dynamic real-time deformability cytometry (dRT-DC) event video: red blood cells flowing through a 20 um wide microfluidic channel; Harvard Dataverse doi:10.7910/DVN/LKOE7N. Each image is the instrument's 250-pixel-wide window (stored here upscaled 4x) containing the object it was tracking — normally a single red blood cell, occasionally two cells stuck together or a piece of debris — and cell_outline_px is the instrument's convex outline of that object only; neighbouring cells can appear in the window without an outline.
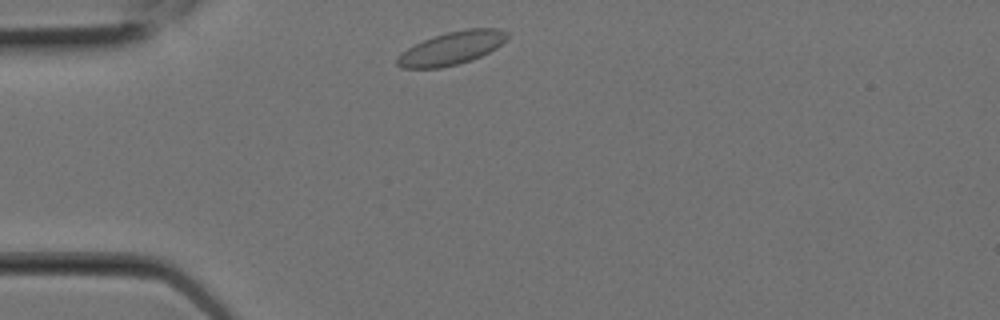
{"species": "Egyptian fruit bat (a non-hibernating species)", "species_latin": "Rousettus aegyptiacus", "temperature_condition": "room temperature", "stored_images_in_passage": 3, "camera_frame_rate_fps": 3000, "um_per_image_px": 0.085, "animal": {"sex": "female"}, "frame": {"image": 1, "passage_image": 1, "time_ms": 0.0, "image_size_px": [1000, 320], "cell_outline_px": [[508, 36], [496, 48], [472, 60], [440, 68], [400, 68], [396, 64], [396, 56], [400, 52], [424, 40], [448, 32], [464, 28], [496, 28], [508, 32]], "centroid_in_image_um": [38.36, 4.1], "position_along_channel_um": 46.6, "area_um2": 21.04}}
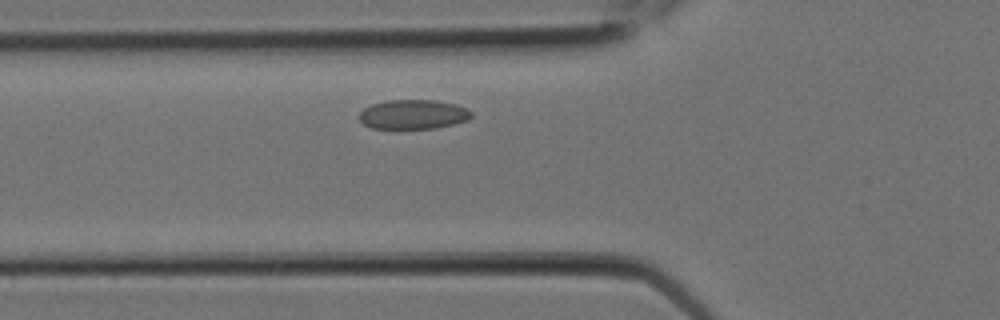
{"frame": {"image": 2, "passage_image": 3, "time_ms": 0.667, "image_size_px": [1000, 320], "cell_outline_px": [[472, 116], [468, 120], [436, 128], [372, 128], [364, 124], [360, 120], [360, 112], [364, 108], [372, 104], [384, 100], [436, 100], [456, 104], [468, 108], [472, 112]], "centroid_in_image_um": [35.14, 9.71], "position_along_channel_um": 90.7, "area_um2": 19.25}}